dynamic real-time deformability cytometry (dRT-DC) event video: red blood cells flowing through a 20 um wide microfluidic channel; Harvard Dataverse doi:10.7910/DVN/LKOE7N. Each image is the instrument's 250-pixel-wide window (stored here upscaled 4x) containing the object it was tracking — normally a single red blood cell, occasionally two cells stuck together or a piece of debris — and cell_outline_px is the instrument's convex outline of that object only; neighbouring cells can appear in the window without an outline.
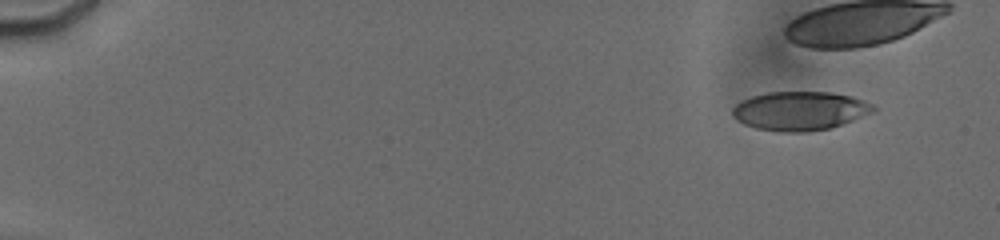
{"species": "human", "species_latin": "Homo sapiens", "temperature_condition": "cold", "stored_images_in_passage": 9, "camera_frame_rate_fps": 3000, "um_per_image_px": 0.085, "donor": {"sex": "male"}, "frame": {"image": 1, "passage_image": 2, "time_ms": 1.333, "image_size_px": [1000, 240], "cell_outline_px": [[876, 108], [872, 112], [852, 120], [828, 128], [808, 132], [780, 132], [756, 128], [744, 124], [736, 120], [732, 116], [732, 108], [740, 100], [752, 96], [768, 92], [828, 92], [852, 96], [864, 100], [872, 104]], "centroid_in_image_um": [67.94, 9.42], "position_along_channel_um": 17.1, "area_um2": 31.85}}
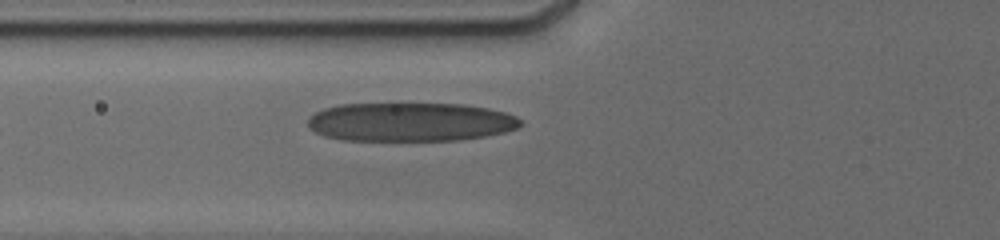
{"frame": {"image": 2, "passage_image": 9, "time_ms": 8.333, "image_size_px": [1000, 240], "cell_outline_px": [[524, 124], [516, 128], [504, 132], [484, 136], [456, 140], [344, 140], [324, 136], [308, 128], [308, 116], [324, 108], [340, 104], [464, 104], [488, 108], [504, 112], [516, 116]], "centroid_in_image_um": [34.86, 10.36], "position_along_channel_um": 90.9, "area_um2": 48.03}}